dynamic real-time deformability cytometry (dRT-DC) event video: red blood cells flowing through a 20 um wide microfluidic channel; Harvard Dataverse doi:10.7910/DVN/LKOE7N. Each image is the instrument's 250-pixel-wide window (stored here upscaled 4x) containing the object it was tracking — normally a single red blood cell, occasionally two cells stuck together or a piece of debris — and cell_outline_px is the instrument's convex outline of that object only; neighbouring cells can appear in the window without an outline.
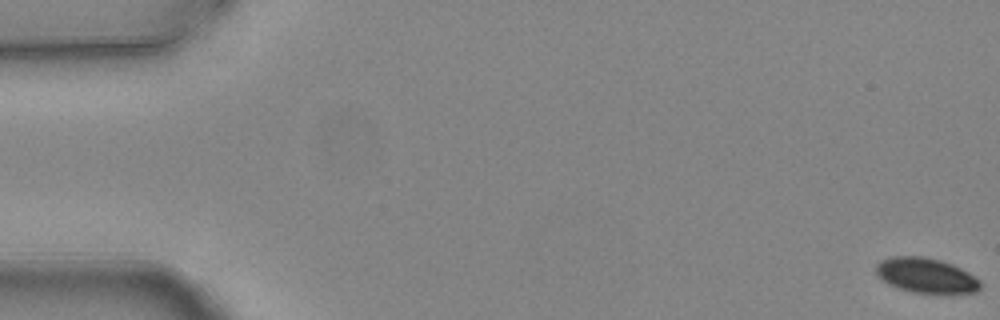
{"species": "common noctule bat (a hibernating species)", "species_latin": "Nyctalus noctula", "temperature_condition": "warm", "stored_images_in_passage": 4, "camera_frame_rate_fps": 3000, "um_per_image_px": 0.085, "animal": {"sex": "female", "body_mass_g": 24.6, "forearm_length_mm": 56.2}, "frame": {"image": 1, "passage_image": 1, "time_ms": 0.0, "image_size_px": [1000, 320], "cell_outline_px": [[980, 288], [976, 292], [912, 292], [888, 284], [880, 280], [876, 276], [876, 264], [880, 260], [892, 256], [924, 256], [940, 260], [952, 264], [968, 272], [980, 280]], "centroid_in_image_um": [78.65, 23.38], "position_along_channel_um": 6.3, "area_um2": 21.1}}
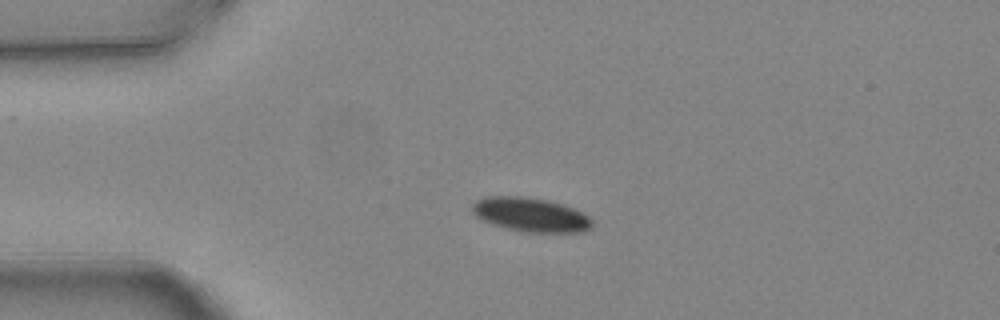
{"frame": {"image": 2, "passage_image": 4, "time_ms": 1.0, "image_size_px": [1000, 320], "cell_outline_px": [[592, 228], [584, 232], [524, 232], [504, 228], [492, 224], [476, 216], [472, 212], [472, 204], [476, 200], [488, 196], [524, 196], [548, 200], [572, 208], [588, 216], [592, 220]], "centroid_in_image_um": [45.09, 18.25], "position_along_channel_um": 39.9, "area_um2": 23.81}}